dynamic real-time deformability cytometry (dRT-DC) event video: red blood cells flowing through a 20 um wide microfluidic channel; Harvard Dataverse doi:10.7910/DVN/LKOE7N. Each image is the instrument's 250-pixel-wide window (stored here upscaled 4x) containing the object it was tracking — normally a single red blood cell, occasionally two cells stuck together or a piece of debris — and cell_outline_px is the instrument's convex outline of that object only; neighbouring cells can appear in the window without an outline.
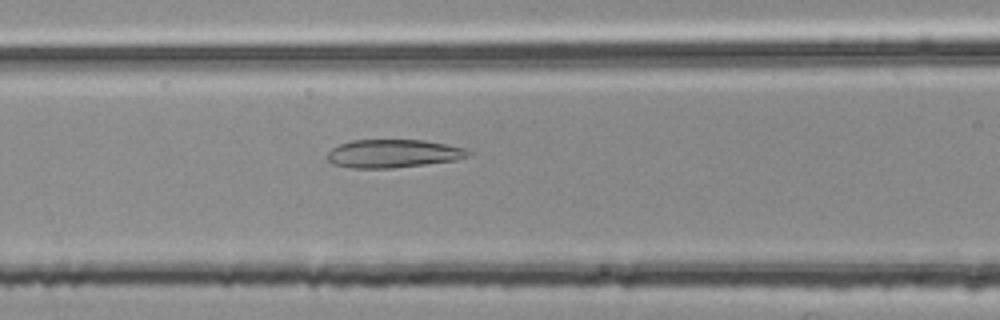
{"species": "common noctule bat (a hibernating species)", "species_latin": "Nyctalus noctula", "temperature_condition": "room temperature", "stored_images_in_passage": 46, "camera_frame_rate_fps": 3000, "um_per_image_px": 0.085, "animal": {"sex": "female", "body_mass_g": 25.1}, "frame": {"image": 1, "passage_image": 14, "time_ms": 4.333, "image_size_px": [1000, 320], "cell_outline_px": [[472, 156], [456, 160], [392, 168], [352, 168], [332, 164], [324, 156], [332, 148], [340, 144], [352, 140], [424, 140], [464, 148], [472, 152]], "centroid_in_image_um": [33.4, 13.05], "position_along_channel_um": 133.2, "area_um2": 23.24}}
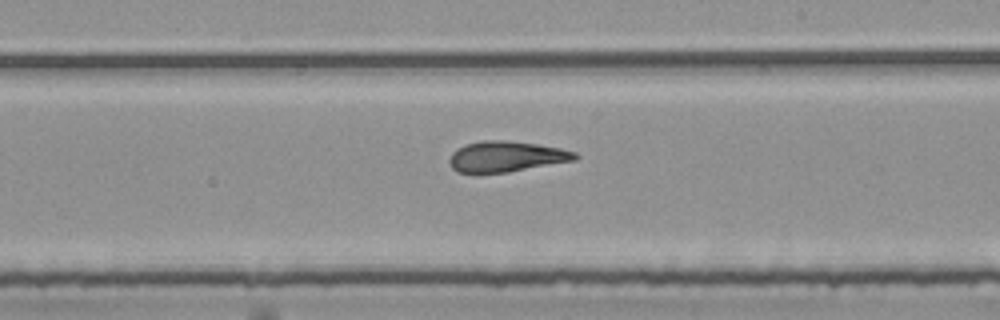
{"frame": {"image": 2, "passage_image": 23, "time_ms": 7.333, "image_size_px": [1000, 320], "cell_outline_px": [[580, 156], [576, 160], [508, 172], [456, 172], [448, 164], [448, 160], [452, 152], [456, 148], [464, 144], [484, 140], [508, 140], [536, 144], [560, 148], [576, 152]], "centroid_in_image_um": [43.01, 13.29], "position_along_channel_um": 246.0, "area_um2": 22.54}}
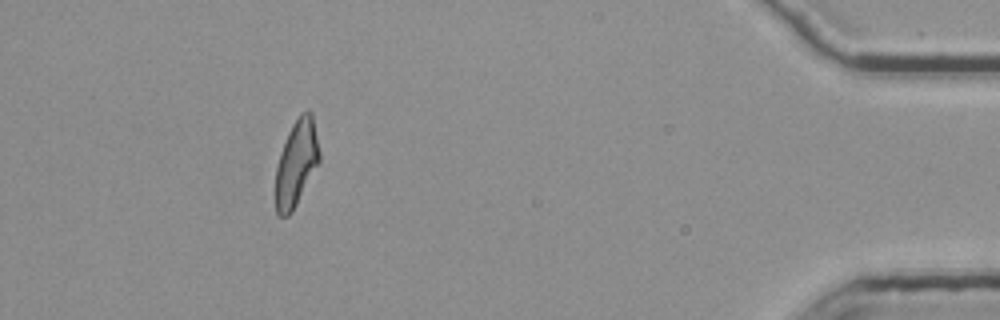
{"frame": {"image": 3, "passage_image": 41, "time_ms": 13.333, "image_size_px": [1000, 320], "cell_outline_px": [[320, 160], [292, 212], [288, 216], [276, 216], [276, 168], [280, 152], [288, 132], [292, 124], [300, 112], [308, 108], [312, 112], [320, 152]], "centroid_in_image_um": [25.19, 13.82], "position_along_channel_um": 410.0, "area_um2": 22.02}, "authors_computed_cell_mechanics": {"area_um2": 22.7732, "velocity_mm_per_s": 3.7787, "shape_relaxation_time_tau1_ms": null, "shape_relaxation_time_tau2_ms": 3.131, "deformation_change_tau1": null, "deformation_change_tau2": 0.1345}}